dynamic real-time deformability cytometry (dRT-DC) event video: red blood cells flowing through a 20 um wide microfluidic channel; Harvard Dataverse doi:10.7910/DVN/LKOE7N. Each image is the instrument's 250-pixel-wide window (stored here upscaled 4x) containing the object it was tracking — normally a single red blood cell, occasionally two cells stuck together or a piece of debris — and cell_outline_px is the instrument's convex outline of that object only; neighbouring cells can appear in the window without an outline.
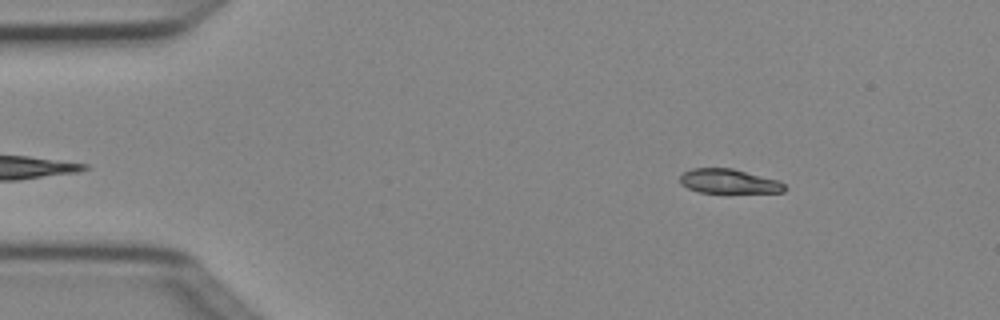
{"species": "Egyptian fruit bat (a non-hibernating species)", "species_latin": "Rousettus aegyptiacus", "temperature_condition": "cold", "stored_images_in_passage": 3, "camera_frame_rate_fps": 3000, "um_per_image_px": 0.085, "animal": {"sex": "female"}, "frame": {"image": 1, "passage_image": 1, "time_ms": 0.0, "image_size_px": [1000, 320], "cell_outline_px": [[788, 188], [784, 192], [700, 192], [688, 188], [680, 184], [680, 176], [684, 172], [692, 168], [732, 168], [780, 180]], "centroid_in_image_um": [61.97, 15.4], "position_along_channel_um": 23.0, "area_um2": 14.85}}